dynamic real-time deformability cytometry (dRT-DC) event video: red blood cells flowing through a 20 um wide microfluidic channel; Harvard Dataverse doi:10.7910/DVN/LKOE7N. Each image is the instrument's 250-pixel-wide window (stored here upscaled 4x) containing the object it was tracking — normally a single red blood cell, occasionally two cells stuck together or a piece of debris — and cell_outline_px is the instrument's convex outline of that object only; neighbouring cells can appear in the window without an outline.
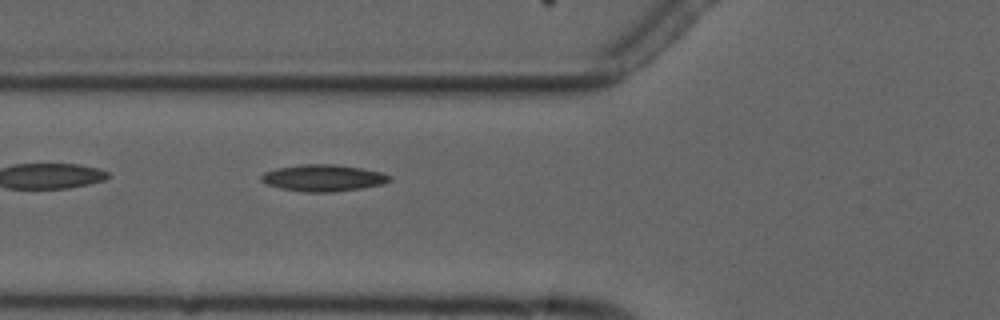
{"species": "common noctule bat (a hibernating species)", "species_latin": "Nyctalus noctula", "temperature_condition": "cold", "stored_images_in_passage": 3, "camera_frame_rate_fps": 3000, "um_per_image_px": 0.085, "animal": {"sex": "male", "forearm_length_mm": 52.5}, "frame": {"image": 1, "passage_image": 3, "time_ms": 2.333, "image_size_px": [1000, 320], "cell_outline_px": [[392, 180], [384, 184], [360, 188], [332, 192], [304, 192], [280, 188], [268, 184], [260, 180], [260, 176], [264, 172], [276, 168], [304, 164], [336, 164], [360, 168], [380, 172], [392, 176]], "centroid_in_image_um": [27.48, 15.12], "position_along_channel_um": 98.3, "area_um2": 19.94}}